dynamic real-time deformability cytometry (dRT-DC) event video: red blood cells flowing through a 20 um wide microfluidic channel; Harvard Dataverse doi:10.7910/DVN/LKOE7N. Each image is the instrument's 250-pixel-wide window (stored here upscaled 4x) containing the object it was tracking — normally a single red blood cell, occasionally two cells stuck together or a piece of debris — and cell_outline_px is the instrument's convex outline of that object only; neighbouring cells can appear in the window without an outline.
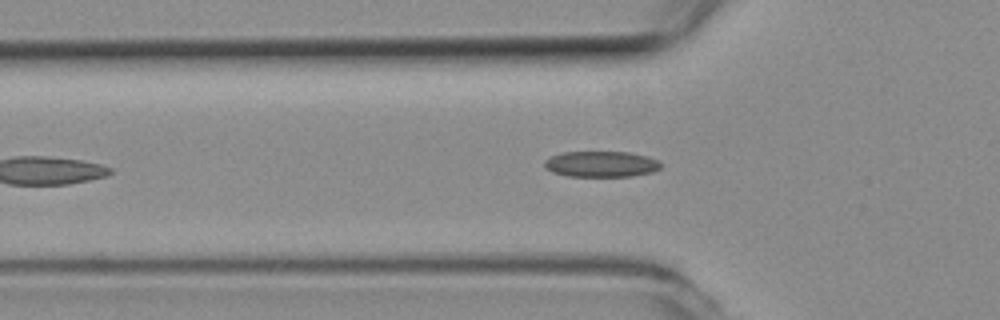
{"species": "common noctule bat (a hibernating species)", "species_latin": "Nyctalus noctula", "temperature_condition": "room temperature", "stored_images_in_passage": 29, "camera_frame_rate_fps": 3000, "um_per_image_px": 0.085, "animal": {"sex": "female", "body_mass_g": 19.3, "forearm_length_mm": 54.1}, "frame": {"image": 1, "passage_image": 11, "time_ms": 3.333, "image_size_px": [1000, 320], "cell_outline_px": [[664, 164], [660, 168], [652, 172], [632, 176], [568, 176], [552, 172], [544, 168], [544, 160], [552, 156], [564, 152], [628, 152], [648, 156], [660, 160]], "centroid_in_image_um": [51.14, 13.94], "position_along_channel_um": 74.7, "area_um2": 17.69}}
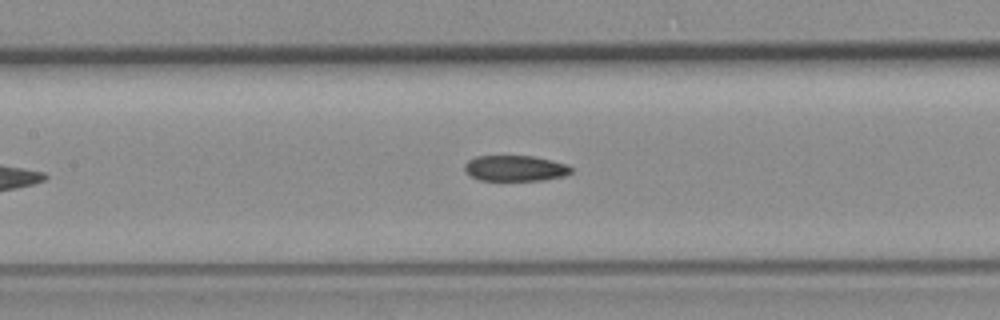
{"frame": {"image": 2, "passage_image": 18, "time_ms": 5.667, "image_size_px": [1000, 320], "cell_outline_px": [[572, 172], [564, 176], [544, 180], [480, 180], [472, 176], [464, 168], [464, 164], [468, 160], [476, 156], [532, 156], [552, 160], [568, 164], [572, 168]], "centroid_in_image_um": [43.82, 14.3], "position_along_channel_um": 163.6, "area_um2": 15.95}}
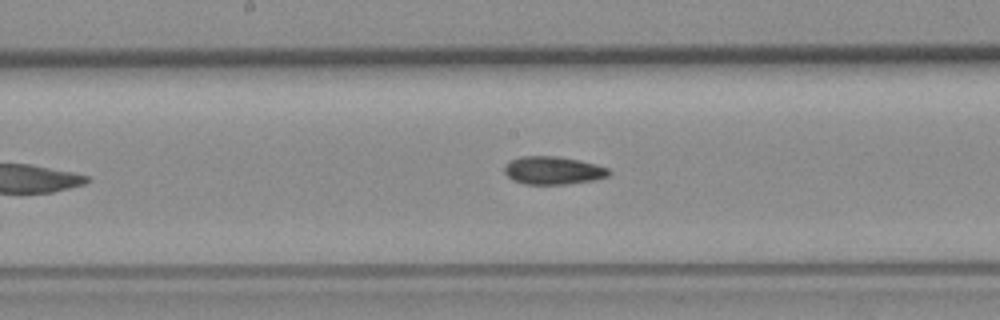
{"frame": {"image": 3, "passage_image": 21, "time_ms": 6.667, "image_size_px": [1000, 320], "cell_outline_px": [[612, 172], [608, 176], [596, 180], [568, 184], [524, 184], [512, 180], [504, 172], [504, 164], [520, 156], [556, 156], [596, 164], [608, 168]], "centroid_in_image_um": [47.01, 14.49], "position_along_channel_um": 201.2, "area_um2": 17.11}}